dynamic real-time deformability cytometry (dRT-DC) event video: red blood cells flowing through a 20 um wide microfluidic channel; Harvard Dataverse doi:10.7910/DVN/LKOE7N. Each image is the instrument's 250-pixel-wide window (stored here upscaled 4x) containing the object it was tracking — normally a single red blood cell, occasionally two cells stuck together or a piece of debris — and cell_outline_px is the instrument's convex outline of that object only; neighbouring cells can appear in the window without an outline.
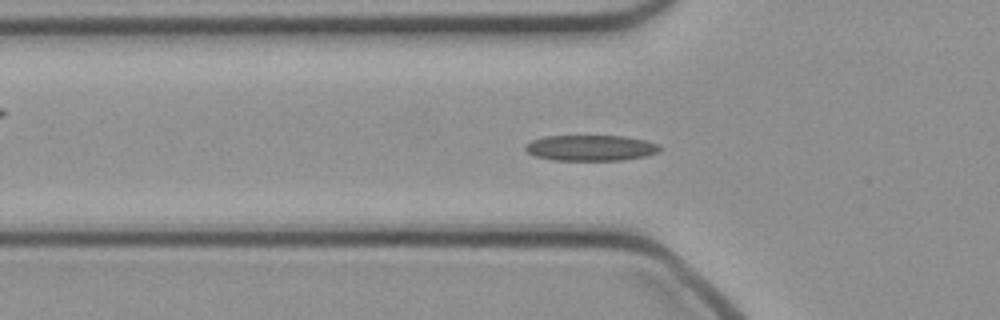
{"species": "common noctule bat (a hibernating species)", "species_latin": "Nyctalus noctula", "temperature_condition": "cold", "stored_images_in_passage": 35, "camera_frame_rate_fps": 3000, "um_per_image_px": 0.085, "animal": {"sex": "female", "body_mass_g": 21.9}, "frame": {"image": 1, "passage_image": 2, "time_ms": 0.333, "image_size_px": [1000, 320], "cell_outline_px": [[660, 152], [644, 156], [624, 160], [552, 160], [536, 156], [528, 152], [524, 148], [524, 144], [532, 140], [544, 136], [624, 136], [644, 140], [660, 144]], "centroid_in_image_um": [50.21, 12.57], "position_along_channel_um": 75.6, "area_um2": 20.23}}
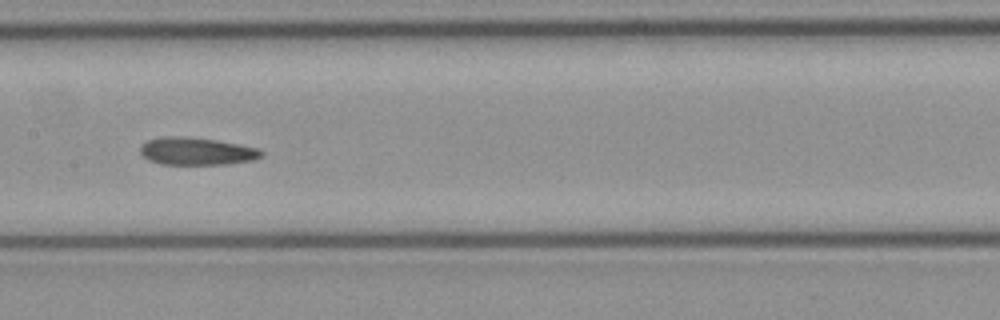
{"frame": {"image": 2, "passage_image": 10, "time_ms": 3.0, "image_size_px": [1000, 320], "cell_outline_px": [[264, 156], [256, 160], [228, 164], [160, 164], [148, 160], [140, 152], [140, 144], [148, 140], [160, 136], [180, 136], [216, 140], [260, 148], [264, 152]], "centroid_in_image_um": [16.74, 12.86], "position_along_channel_um": 190.7, "area_um2": 19.71}}
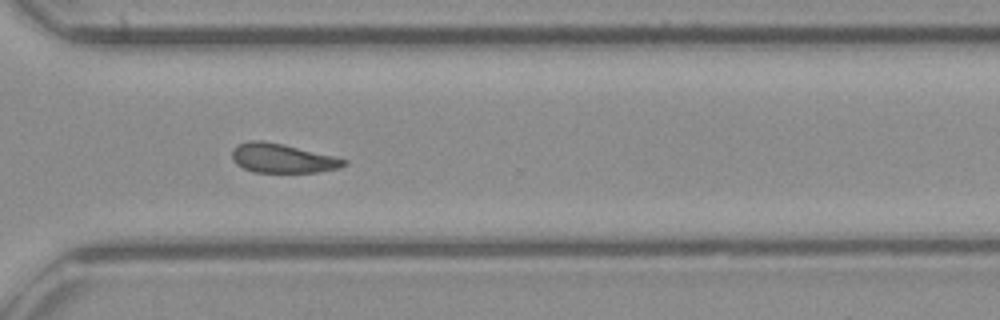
{"frame": {"image": 3, "passage_image": 21, "time_ms": 6.667, "image_size_px": [1000, 320], "cell_outline_px": [[348, 164], [340, 168], [316, 172], [252, 172], [236, 164], [232, 160], [232, 148], [236, 144], [248, 140], [260, 140], [284, 144], [348, 160]], "centroid_in_image_um": [23.96, 13.44], "position_along_channel_um": 346.6, "area_um2": 19.13}}